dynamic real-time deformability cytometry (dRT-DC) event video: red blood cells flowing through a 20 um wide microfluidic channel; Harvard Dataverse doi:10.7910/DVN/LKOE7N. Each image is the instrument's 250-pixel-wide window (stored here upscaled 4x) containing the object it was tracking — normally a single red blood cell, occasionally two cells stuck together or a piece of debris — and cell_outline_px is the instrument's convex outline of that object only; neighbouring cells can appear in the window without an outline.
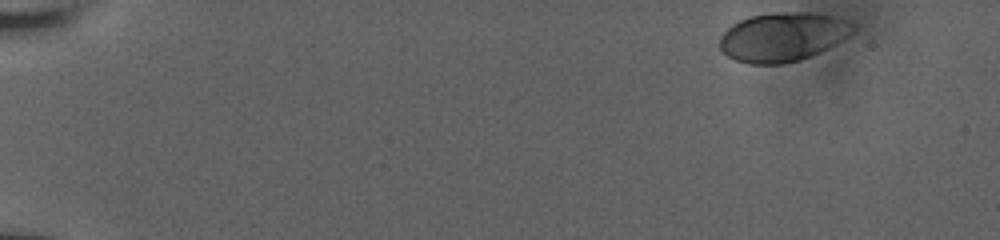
{"species": "human", "species_latin": "Homo sapiens", "temperature_condition": "room temperature", "stored_images_in_passage": 43, "camera_frame_rate_fps": 3000, "um_per_image_px": 0.085, "donor": {"sex": "male"}, "frame": {"image": 1, "passage_image": 1, "time_ms": 0.0, "image_size_px": [1000, 240], "cell_outline_px": [[856, 28], [848, 36], [828, 48], [800, 60], [780, 64], [748, 64], [736, 60], [728, 56], [720, 48], [720, 36], [732, 24], [740, 20], [752, 16], [768, 12], [816, 12], [856, 24]], "centroid_in_image_um": [66.52, 3.13], "position_along_channel_um": 18.5, "area_um2": 37.92}}
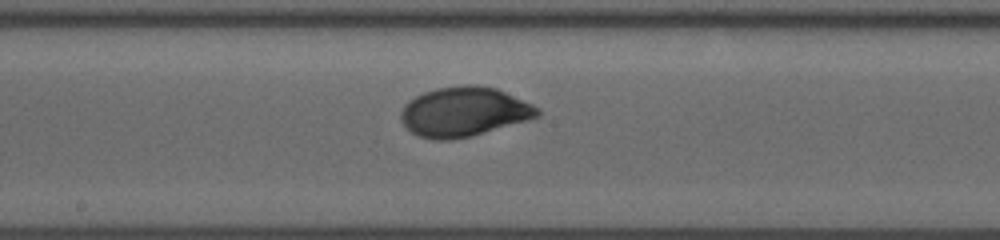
{"frame": {"image": 2, "passage_image": 24, "time_ms": 9.0, "image_size_px": [1000, 240], "cell_outline_px": [[540, 116], [472, 136], [448, 140], [436, 140], [420, 136], [412, 132], [400, 120], [400, 112], [404, 104], [408, 100], [424, 92], [436, 88], [464, 84], [476, 84], [496, 88], [532, 104], [540, 108]], "centroid_in_image_um": [39.42, 9.49], "position_along_channel_um": 208.8, "area_um2": 39.42}}
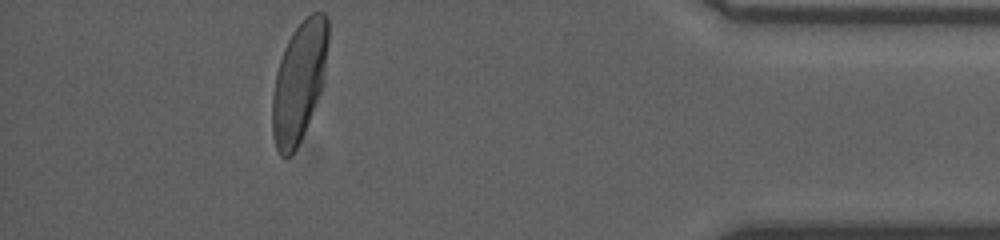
{"frame": {"image": 3, "passage_image": 42, "time_ms": 15.333, "image_size_px": [1000, 240], "cell_outline_px": [[328, 40], [324, 68], [320, 92], [312, 112], [300, 140], [296, 148], [288, 156], [280, 156], [276, 148], [272, 132], [272, 96], [276, 72], [284, 48], [292, 32], [312, 12], [324, 12], [328, 16]], "centroid_in_image_um": [25.4, 6.92], "position_along_channel_um": 409.8, "area_um2": 38.26}, "authors_computed_cell_mechanics": {"area_um2": 38.2636, "velocity_mm_per_s": 3.8276, "shape_relaxation_time_tau1_ms": 2.4282, "shape_relaxation_time_tau2_ms": null, "deformation_change_tau1": 0.1343, "deformation_change_tau2": null}}